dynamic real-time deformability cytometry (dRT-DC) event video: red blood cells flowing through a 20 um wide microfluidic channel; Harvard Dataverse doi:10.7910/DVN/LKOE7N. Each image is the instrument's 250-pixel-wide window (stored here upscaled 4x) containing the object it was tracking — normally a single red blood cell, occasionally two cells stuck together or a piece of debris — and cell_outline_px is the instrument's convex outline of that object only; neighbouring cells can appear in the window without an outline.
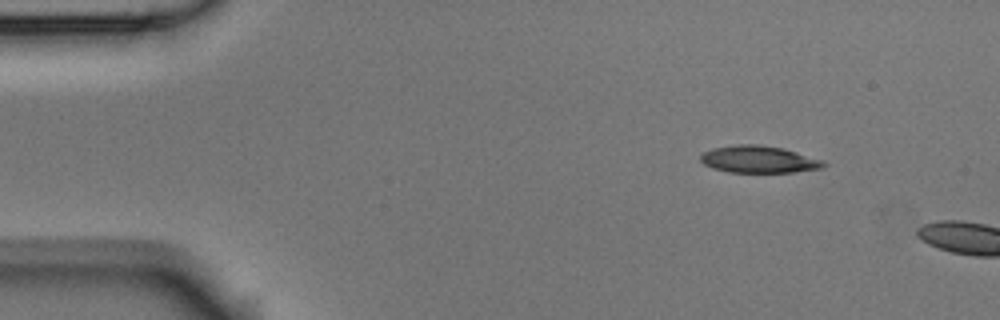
{"species": "Egyptian fruit bat (a non-hibernating species)", "species_latin": "Rousettus aegyptiacus", "temperature_condition": "room temperature", "stored_images_in_passage": 4, "camera_frame_rate_fps": 3000, "um_per_image_px": 0.085, "animal": {"sex": "male"}, "frame": {"image": 1, "passage_image": 1, "time_ms": 0.0, "image_size_px": [1000, 320], "cell_outline_px": [[828, 164], [820, 168], [792, 172], [728, 172], [712, 168], [704, 164], [700, 160], [700, 156], [704, 152], [712, 148], [736, 144], [760, 144], [784, 148], [824, 160]], "centroid_in_image_um": [64.49, 13.53], "position_along_channel_um": 20.5, "area_um2": 19.54}}